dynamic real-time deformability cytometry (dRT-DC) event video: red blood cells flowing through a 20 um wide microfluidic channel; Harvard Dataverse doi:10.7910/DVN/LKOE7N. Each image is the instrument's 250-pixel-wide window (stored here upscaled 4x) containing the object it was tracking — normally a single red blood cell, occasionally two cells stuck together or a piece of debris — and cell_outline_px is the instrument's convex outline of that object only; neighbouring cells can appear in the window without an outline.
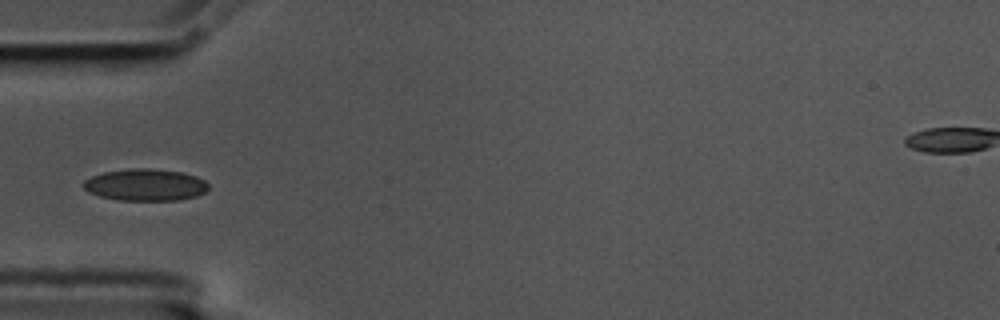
{"species": "common noctule bat (a hibernating species)", "species_latin": "Nyctalus noctula", "temperature_condition": "cold", "stored_images_in_passage": 40, "camera_frame_rate_fps": 3000, "um_per_image_px": 0.085, "animal": {"sex": "male", "body_mass_g": 17.5, "forearm_length_mm": 52.3}, "frame": {"image": 1, "passage_image": 1, "time_ms": 0.0, "image_size_px": [1000, 320], "cell_outline_px": [[208, 188], [204, 192], [196, 196], [180, 200], [120, 200], [100, 196], [88, 192], [80, 184], [84, 180], [92, 176], [104, 172], [132, 168], [148, 168], [180, 172], [196, 176], [204, 180], [208, 184]], "centroid_in_image_um": [12.33, 15.71], "position_along_channel_um": 72.7, "area_um2": 23.18}}
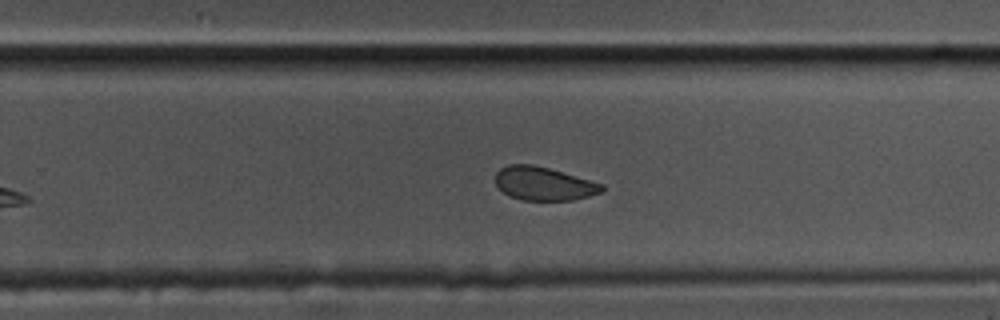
{"frame": {"image": 2, "passage_image": 19, "time_ms": 6.0, "image_size_px": [1000, 320], "cell_outline_px": [[604, 192], [572, 200], [524, 200], [508, 196], [496, 184], [496, 172], [500, 168], [508, 164], [532, 164], [548, 168], [604, 184]], "centroid_in_image_um": [46.22, 15.61], "position_along_channel_um": 283.6, "area_um2": 20.69}}
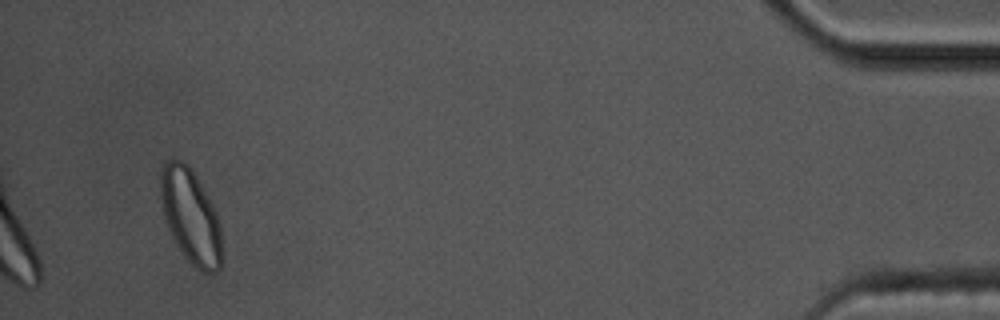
{"frame": {"image": 3, "passage_image": 37, "time_ms": 12.0, "image_size_px": [1000, 320], "cell_outline_px": [[224, 260], [220, 268], [216, 272], [200, 272], [184, 256], [176, 244], [168, 228], [164, 216], [160, 200], [160, 168], [164, 160], [172, 156], [184, 160], [188, 164], [196, 176], [212, 204], [216, 212], [220, 224]], "centroid_in_image_um": [16.2, 18.35], "position_along_channel_um": 419.0, "area_um2": 34.56}}